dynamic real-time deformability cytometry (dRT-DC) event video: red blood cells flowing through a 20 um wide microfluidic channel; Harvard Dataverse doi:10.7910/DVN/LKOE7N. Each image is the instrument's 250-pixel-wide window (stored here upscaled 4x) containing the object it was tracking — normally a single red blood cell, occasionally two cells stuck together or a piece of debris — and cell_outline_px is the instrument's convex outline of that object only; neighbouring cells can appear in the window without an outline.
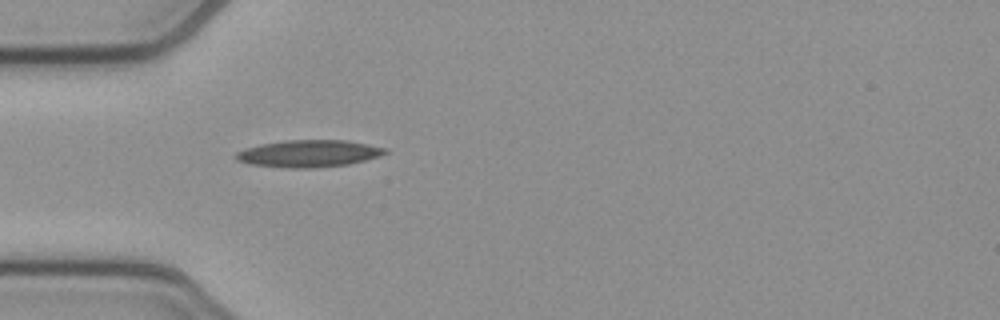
{"species": "common noctule bat (a hibernating species)", "species_latin": "Nyctalus noctula", "temperature_condition": "cold", "stored_images_in_passage": 37, "camera_frame_rate_fps": 3000, "um_per_image_px": 0.085, "animal": {"sex": "female", "body_mass_g": 21.9}, "frame": {"image": 1, "passage_image": 1, "time_ms": 0.0, "image_size_px": [1000, 320], "cell_outline_px": [[388, 152], [364, 160], [348, 164], [312, 168], [288, 168], [248, 164], [236, 160], [232, 156], [236, 152], [244, 148], [260, 144], [284, 140], [348, 140], [388, 148]], "centroid_in_image_um": [26.18, 13.04], "position_along_channel_um": 58.8, "area_um2": 23.7}}
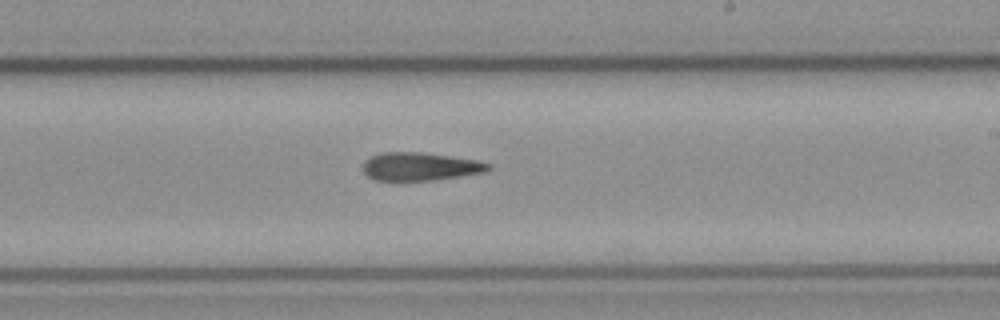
{"frame": {"image": 2, "passage_image": 16, "time_ms": 5.0, "image_size_px": [1000, 320], "cell_outline_px": [[492, 168], [484, 172], [460, 176], [432, 180], [372, 180], [364, 172], [364, 160], [380, 152], [420, 152], [480, 160], [492, 164]], "centroid_in_image_um": [35.74, 14.14], "position_along_channel_um": 253.3, "area_um2": 20.58}}
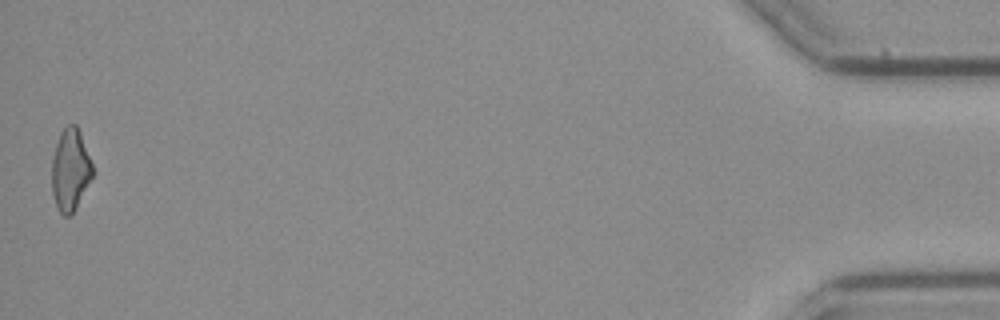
{"frame": {"image": 3, "passage_image": 37, "time_ms": 12.0, "image_size_px": [1000, 320], "cell_outline_px": [[96, 172], [76, 208], [68, 216], [64, 216], [60, 212], [56, 204], [52, 192], [52, 160], [56, 144], [60, 132], [68, 124], [76, 124], [80, 132]], "centroid_in_image_um": [6.01, 14.43], "position_along_channel_um": 429.2, "area_um2": 19.65}, "authors_computed_cell_mechanics": {"area_um2": 21.0392, "velocity_mm_per_s": 3.9372, "shape_relaxation_time_tau1_ms": 6.8944, "shape_relaxation_time_tau2_ms": 7.071, "deformation_change_tau1": 0.184, "deformation_change_tau2": 0.2276}}